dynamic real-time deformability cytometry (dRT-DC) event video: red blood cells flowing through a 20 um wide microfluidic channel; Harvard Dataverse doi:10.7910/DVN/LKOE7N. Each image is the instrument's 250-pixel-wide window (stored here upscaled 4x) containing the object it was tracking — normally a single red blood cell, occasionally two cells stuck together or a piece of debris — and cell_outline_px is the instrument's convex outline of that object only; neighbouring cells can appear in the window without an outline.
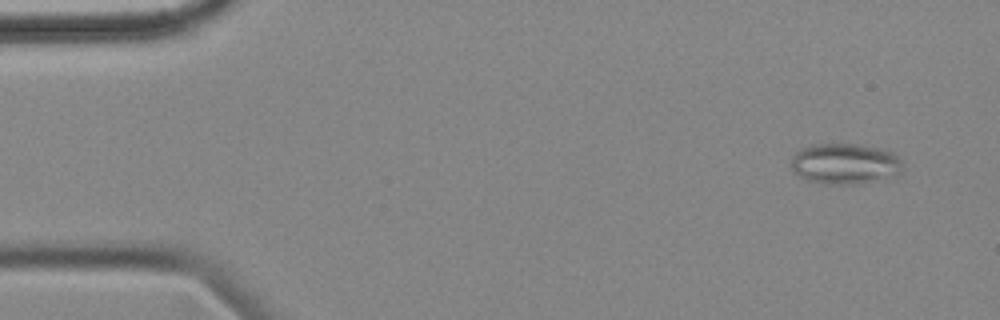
{"species": "common noctule bat (a hibernating species)", "species_latin": "Nyctalus noctula", "temperature_condition": "cold", "stored_images_in_passage": 54, "camera_frame_rate_fps": 3000, "um_per_image_px": 0.085, "animal": {"sex": "female", "body_mass_g": 18.4}, "frame": {"image": 1, "passage_image": 2, "time_ms": 0.333, "image_size_px": [1000, 320], "cell_outline_px": [[900, 172], [860, 184], [824, 184], [808, 180], [800, 176], [792, 168], [792, 156], [800, 148], [812, 144], [860, 144], [880, 148], [892, 152], [900, 160]], "centroid_in_image_um": [71.76, 13.9], "position_along_channel_um": 13.2, "area_um2": 26.07}}
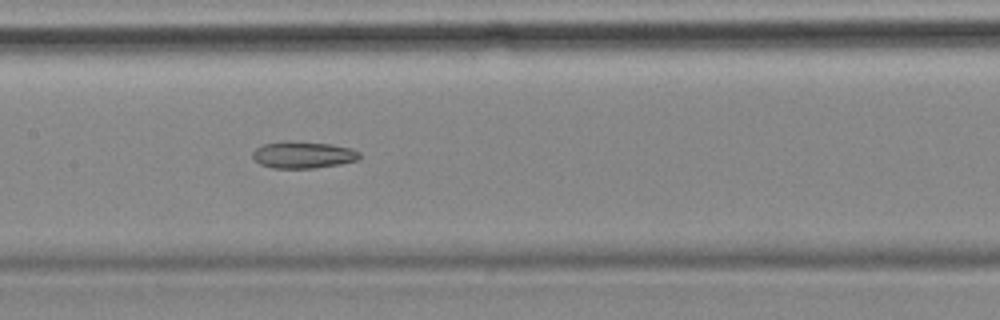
{"frame": {"image": 2, "passage_image": 25, "time_ms": 8.0, "image_size_px": [1000, 320], "cell_outline_px": [[360, 156], [356, 160], [340, 164], [312, 168], [272, 168], [260, 164], [252, 156], [252, 152], [256, 148], [264, 144], [284, 140], [288, 140], [332, 144], [352, 148], [360, 152]], "centroid_in_image_um": [25.75, 13.14], "position_along_channel_um": 181.6, "area_um2": 16.82}}
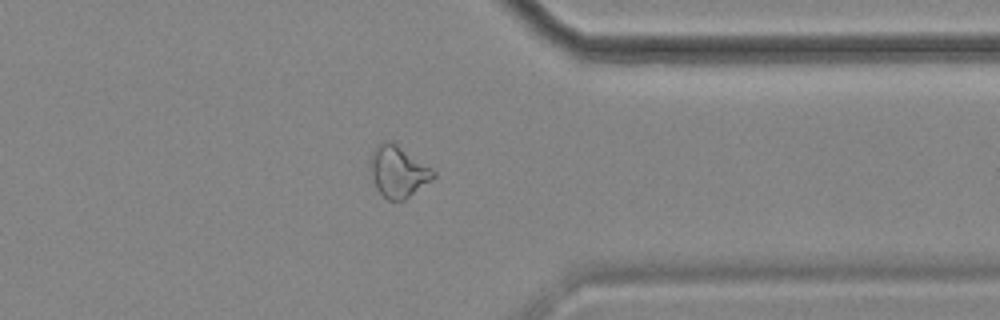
{"frame": {"image": 3, "passage_image": 42, "time_ms": 13.667, "image_size_px": [1000, 320], "cell_outline_px": [[436, 176], [432, 180], [404, 200], [388, 200], [376, 188], [372, 176], [372, 152], [376, 144], [384, 140], [392, 140], [432, 168], [436, 172]], "centroid_in_image_um": [33.87, 14.55], "position_along_channel_um": 377.5, "area_um2": 18.79}}